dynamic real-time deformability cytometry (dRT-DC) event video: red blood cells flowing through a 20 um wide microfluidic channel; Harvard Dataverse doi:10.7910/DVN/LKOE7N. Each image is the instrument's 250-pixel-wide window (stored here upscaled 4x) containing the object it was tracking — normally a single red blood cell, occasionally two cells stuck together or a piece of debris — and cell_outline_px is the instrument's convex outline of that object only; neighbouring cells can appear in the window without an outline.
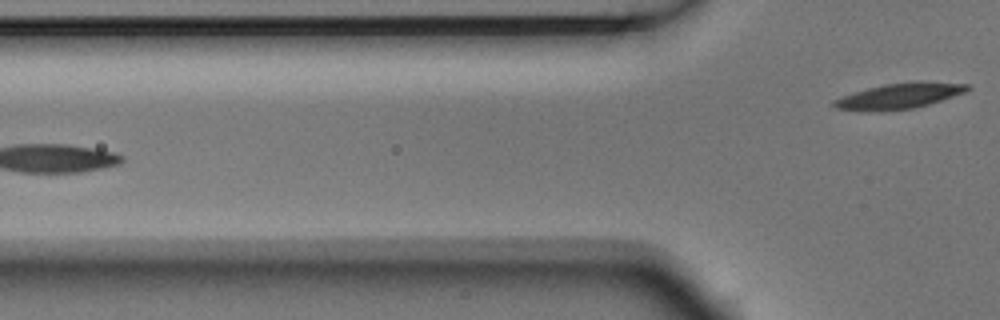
{"species": "Egyptian fruit bat (a non-hibernating species)", "species_latin": "Rousettus aegyptiacus", "temperature_condition": "room temperature", "stored_images_in_passage": 5, "camera_frame_rate_fps": 3000, "um_per_image_px": 0.085, "animal": {"sex": "male"}, "frame": {"image": 1, "passage_image": 5, "time_ms": 1.333, "image_size_px": [1000, 320], "cell_outline_px": [[972, 88], [964, 92], [928, 104], [912, 108], [836, 108], [832, 104], [832, 100], [868, 88], [884, 84], [968, 84]], "centroid_in_image_um": [76.45, 8.14], "position_along_channel_um": 49.4, "area_um2": 17.46}}